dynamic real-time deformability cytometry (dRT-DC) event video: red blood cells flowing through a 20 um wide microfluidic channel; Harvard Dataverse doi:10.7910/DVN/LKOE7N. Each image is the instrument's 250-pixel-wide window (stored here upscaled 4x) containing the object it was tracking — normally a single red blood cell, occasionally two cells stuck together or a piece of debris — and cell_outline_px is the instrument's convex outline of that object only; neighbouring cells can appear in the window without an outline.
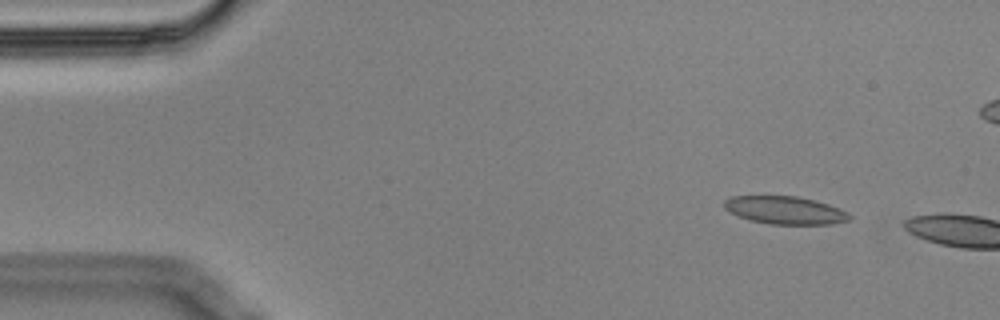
{"species": "Egyptian fruit bat (a non-hibernating species)", "species_latin": "Rousettus aegyptiacus", "temperature_condition": "cold", "stored_images_in_passage": 2, "camera_frame_rate_fps": 3000, "um_per_image_px": 0.085, "animal": {"sex": "male"}, "frame": {"image": 1, "passage_image": 1, "time_ms": 0.0, "image_size_px": [1000, 320], "cell_outline_px": [[852, 220], [832, 224], [768, 224], [748, 220], [728, 212], [724, 208], [724, 200], [732, 196], [796, 196], [828, 204], [840, 208], [848, 212], [852, 216]], "centroid_in_image_um": [66.73, 17.88], "position_along_channel_um": 18.3, "area_um2": 20.52}}